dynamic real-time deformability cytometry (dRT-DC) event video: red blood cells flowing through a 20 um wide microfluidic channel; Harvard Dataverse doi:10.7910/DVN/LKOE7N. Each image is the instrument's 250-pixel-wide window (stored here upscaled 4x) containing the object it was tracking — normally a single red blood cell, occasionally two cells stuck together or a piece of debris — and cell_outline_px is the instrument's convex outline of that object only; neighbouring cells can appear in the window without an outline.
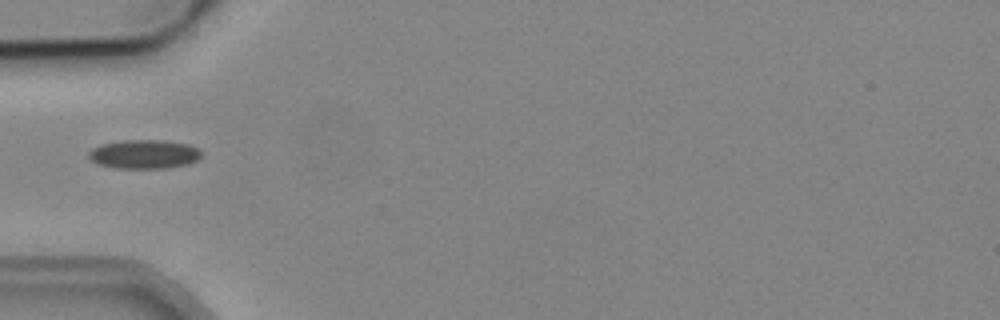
{"species": "common noctule bat (a hibernating species)", "species_latin": "Nyctalus noctula", "temperature_condition": "cold", "stored_images_in_passage": 3, "camera_frame_rate_fps": 3000, "um_per_image_px": 0.085, "animal": {"sex": "male", "body_mass_g": 19.2, "forearm_length_mm": 51.8}, "frame": {"image": 1, "passage_image": 2, "time_ms": 2.0, "image_size_px": [1000, 320], "cell_outline_px": [[200, 156], [196, 160], [188, 164], [164, 168], [116, 168], [100, 164], [92, 160], [88, 156], [88, 152], [92, 148], [100, 144], [124, 140], [164, 140], [188, 144], [196, 148], [200, 152]], "centroid_in_image_um": [12.22, 13.1], "position_along_channel_um": 72.8, "area_um2": 18.84}}